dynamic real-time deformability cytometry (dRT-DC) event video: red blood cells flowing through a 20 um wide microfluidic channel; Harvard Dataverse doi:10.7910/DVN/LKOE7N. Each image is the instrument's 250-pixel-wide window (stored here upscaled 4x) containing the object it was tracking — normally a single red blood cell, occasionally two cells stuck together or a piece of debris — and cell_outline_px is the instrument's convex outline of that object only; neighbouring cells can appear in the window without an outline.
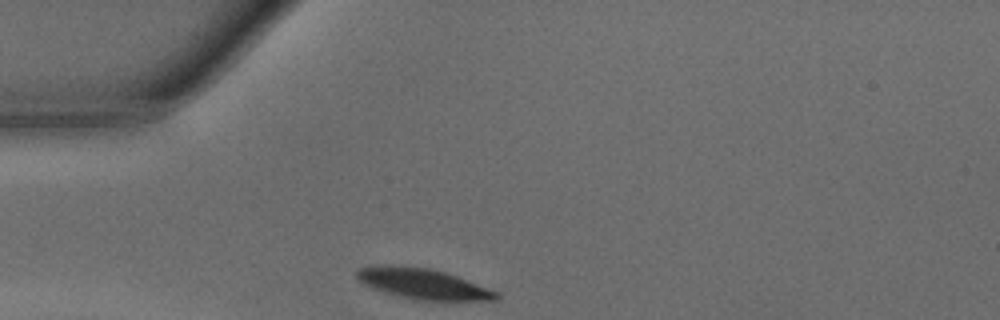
{"species": "common noctule bat (a hibernating species)", "species_latin": "Nyctalus noctula", "temperature_condition": "warm", "stored_images_in_passage": 25, "camera_frame_rate_fps": 3000, "um_per_image_px": 0.085, "animal": {"sex": "male", "body_mass_g": 15.6}, "frame": {"image": 1, "passage_image": 1, "time_ms": 0.0, "image_size_px": [1000, 320], "cell_outline_px": [[500, 296], [496, 300], [412, 300], [384, 292], [372, 288], [364, 284], [356, 276], [356, 272], [360, 268], [372, 264], [392, 264], [428, 268], [444, 272], [456, 276], [496, 292]], "centroid_in_image_um": [35.85, 24.1], "position_along_channel_um": 49.2, "area_um2": 24.68}}
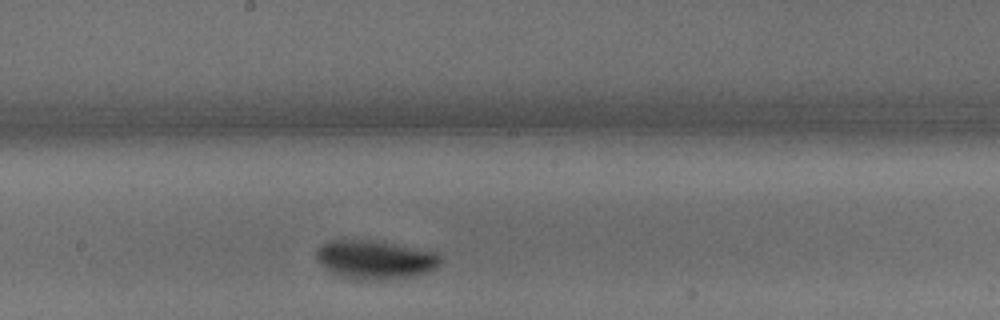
{"frame": {"image": 2, "passage_image": 14, "time_ms": 4.333, "image_size_px": [1000, 320], "cell_outline_px": [[444, 260], [436, 268], [428, 272], [416, 276], [388, 280], [356, 280], [332, 272], [324, 268], [320, 264], [316, 256], [316, 248], [328, 240], [368, 240], [436, 252]], "centroid_in_image_um": [31.89, 22.09], "position_along_channel_um": 216.3, "area_um2": 28.09}}
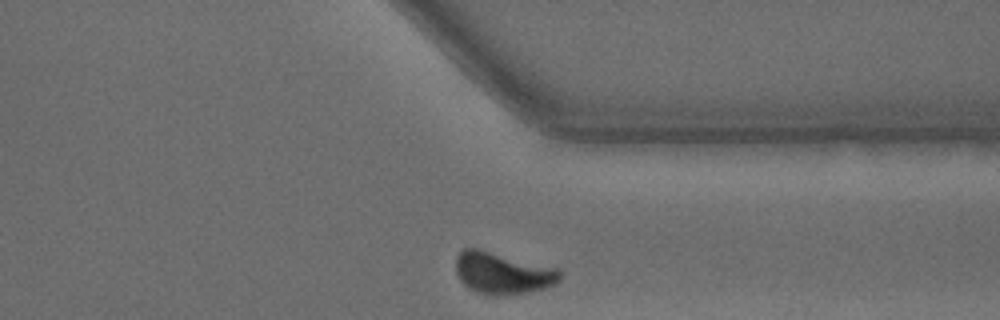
{"frame": {"image": 3, "passage_image": 25, "time_ms": 8.0, "image_size_px": [1000, 320], "cell_outline_px": [[564, 272], [560, 280], [556, 284], [544, 288], [528, 292], [476, 292], [468, 288], [460, 280], [456, 272], [456, 256], [464, 248], [476, 248], [560, 268]], "centroid_in_image_um": [42.77, 23.16], "position_along_channel_um": 368.6, "area_um2": 24.85}, "authors_computed_cell_mechanics": {"area_um2": 26.299, "velocity_mm_per_s": 4.1762, "shape_relaxation_time_tau1_ms": 2.1624, "shape_relaxation_time_tau2_ms": 3.8397, "deformation_change_tau1": 0.1302, "deformation_change_tau2": 0.0577}}